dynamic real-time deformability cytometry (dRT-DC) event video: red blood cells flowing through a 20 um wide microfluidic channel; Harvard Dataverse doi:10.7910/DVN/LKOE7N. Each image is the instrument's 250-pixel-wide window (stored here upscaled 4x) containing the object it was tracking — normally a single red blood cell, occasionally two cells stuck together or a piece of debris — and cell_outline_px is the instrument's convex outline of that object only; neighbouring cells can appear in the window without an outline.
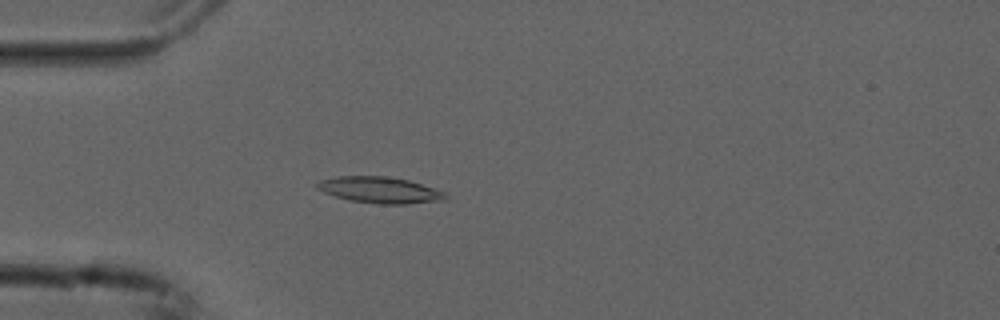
{"species": "common noctule bat (a hibernating species)", "species_latin": "Nyctalus noctula", "temperature_condition": "cold", "stored_images_in_passage": 49, "camera_frame_rate_fps": 3000, "um_per_image_px": 0.085, "animal": {"sex": "male", "forearm_length_mm": 52.5}, "frame": {"image": 1, "passage_image": 10, "time_ms": 3.0, "image_size_px": [1000, 320], "cell_outline_px": [[448, 200], [408, 204], [380, 204], [348, 200], [324, 192], [316, 188], [316, 184], [320, 180], [336, 176], [384, 176], [408, 180], [444, 192], [448, 196]], "centroid_in_image_um": [32.29, 16.16], "position_along_channel_um": 52.7, "area_um2": 19.59}}
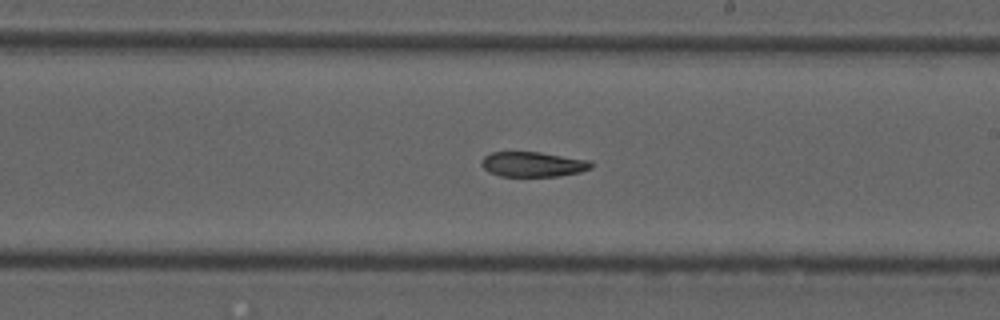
{"frame": {"image": 2, "passage_image": 26, "time_ms": 8.333, "image_size_px": [1000, 320], "cell_outline_px": [[592, 168], [580, 172], [556, 176], [500, 176], [488, 172], [480, 164], [480, 160], [484, 156], [492, 152], [540, 152], [588, 160], [592, 164]], "centroid_in_image_um": [45.25, 13.96], "position_along_channel_um": 243.7, "area_um2": 15.95}}
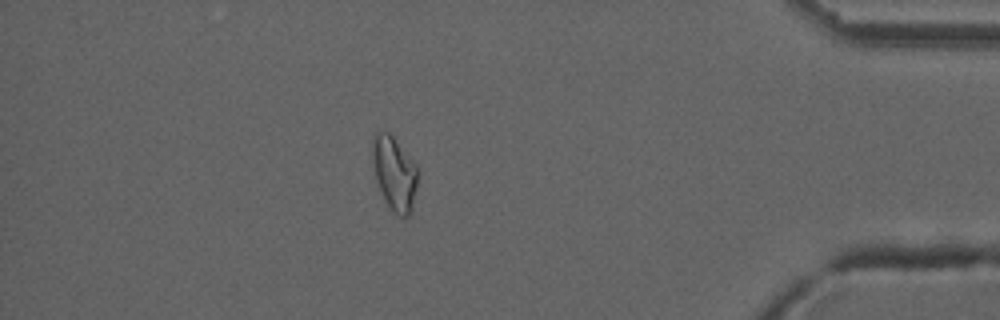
{"frame": {"image": 3, "passage_image": 42, "time_ms": 13.667, "image_size_px": [1000, 320], "cell_outline_px": [[416, 188], [412, 208], [408, 216], [400, 216], [392, 212], [388, 208], [384, 200], [376, 180], [372, 160], [372, 136], [376, 132], [388, 132], [392, 136], [416, 164]], "centroid_in_image_um": [33.49, 14.74], "position_along_channel_um": 401.7, "area_um2": 19.36}}